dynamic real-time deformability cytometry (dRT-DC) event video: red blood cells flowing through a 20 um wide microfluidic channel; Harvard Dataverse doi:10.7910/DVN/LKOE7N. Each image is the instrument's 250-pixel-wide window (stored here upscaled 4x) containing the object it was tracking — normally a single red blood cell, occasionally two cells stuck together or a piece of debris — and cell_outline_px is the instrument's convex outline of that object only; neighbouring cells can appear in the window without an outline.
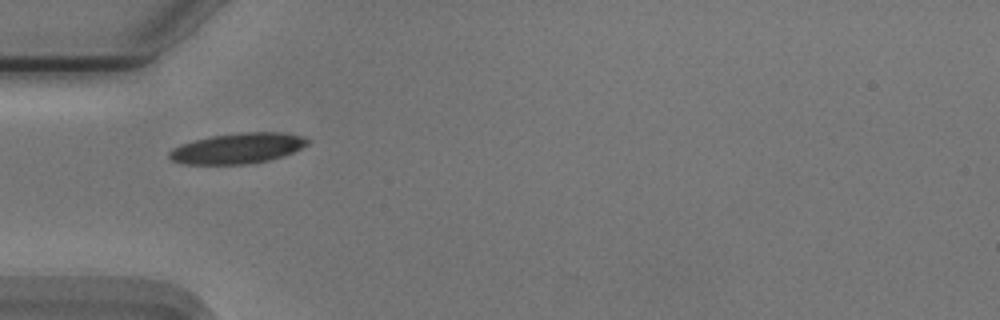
{"species": "Egyptian fruit bat (a non-hibernating species)", "species_latin": "Rousettus aegyptiacus", "temperature_condition": "cold", "stored_images_in_passage": 36, "camera_frame_rate_fps": 3000, "um_per_image_px": 0.085, "animal": {"sex": "male"}, "frame": {"image": 1, "passage_image": 1, "time_ms": 0.0, "image_size_px": [1000, 320], "cell_outline_px": [[308, 144], [292, 152], [268, 160], [248, 164], [184, 164], [172, 160], [168, 156], [168, 152], [172, 148], [196, 140], [212, 136], [240, 132], [276, 132], [304, 136], [308, 140]], "centroid_in_image_um": [20.18, 12.61], "position_along_channel_um": 64.8, "area_um2": 24.22}}
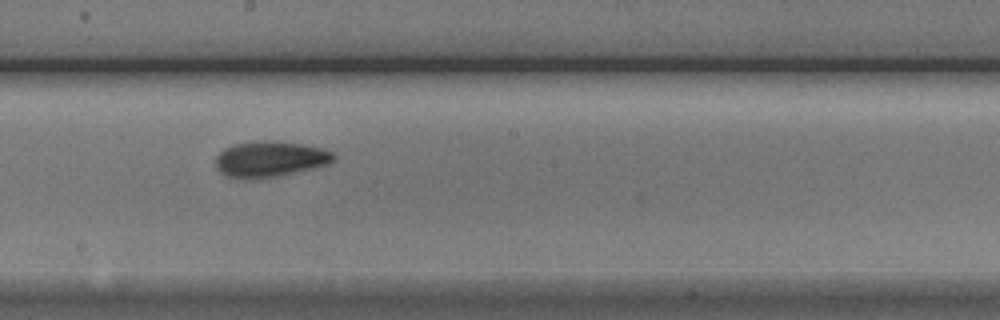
{"frame": {"image": 2, "passage_image": 14, "time_ms": 4.333, "image_size_px": [1000, 320], "cell_outline_px": [[336, 160], [328, 164], [280, 176], [260, 180], [244, 180], [224, 176], [216, 168], [216, 156], [224, 148], [232, 144], [260, 140], [272, 140], [300, 144], [320, 148], [332, 152], [336, 156]], "centroid_in_image_um": [22.9, 13.55], "position_along_channel_um": 225.3, "area_um2": 25.14}}
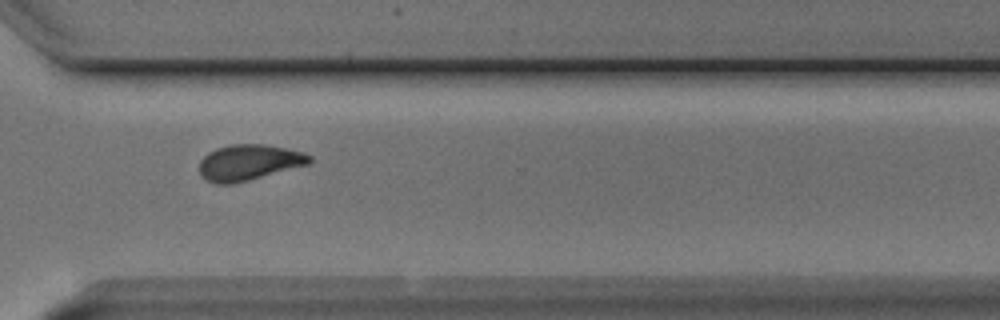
{"frame": {"image": 3, "passage_image": 24, "time_ms": 7.667, "image_size_px": [1000, 320], "cell_outline_px": [[312, 160], [308, 164], [248, 180], [232, 184], [216, 184], [200, 176], [200, 160], [208, 152], [216, 148], [228, 144], [264, 144], [304, 152], [312, 156]], "centroid_in_image_um": [21.13, 13.8], "position_along_channel_um": 349.5, "area_um2": 22.89}, "authors_computed_cell_mechanics": {"area_um2": 22.9466, "velocity_mm_per_s": 3.7271, "shape_relaxation_time_tau1_ms": 2.9647, "shape_relaxation_time_tau2_ms": 3.0897, "deformation_change_tau1": 0.1246, "deformation_change_tau2": 0.0891}}